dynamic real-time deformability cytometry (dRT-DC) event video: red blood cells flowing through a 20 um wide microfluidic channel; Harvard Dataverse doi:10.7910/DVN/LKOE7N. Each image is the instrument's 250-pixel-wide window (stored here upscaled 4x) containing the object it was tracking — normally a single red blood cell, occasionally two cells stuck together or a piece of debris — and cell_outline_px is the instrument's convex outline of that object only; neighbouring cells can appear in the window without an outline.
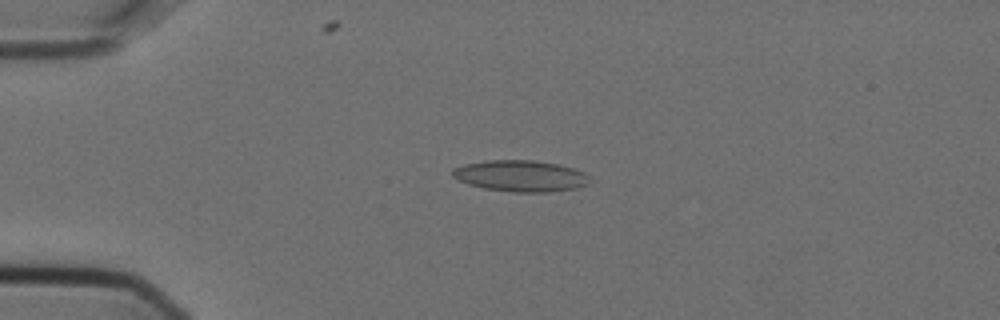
{"species": "Egyptian fruit bat (a non-hibernating species)", "species_latin": "Rousettus aegyptiacus", "temperature_condition": "cold", "stored_images_in_passage": 3, "camera_frame_rate_fps": 3000, "um_per_image_px": 0.085, "animal": {"sex": "female"}, "frame": {"image": 1, "passage_image": 2, "time_ms": 0.333, "image_size_px": [1000, 320], "cell_outline_px": [[592, 176], [588, 184], [576, 188], [548, 192], [512, 192], [484, 188], [468, 184], [452, 176], [452, 168], [464, 164], [488, 160], [536, 160], [556, 164], [572, 168], [584, 172]], "centroid_in_image_um": [44.26, 14.95], "position_along_channel_um": 40.7, "area_um2": 25.09}}